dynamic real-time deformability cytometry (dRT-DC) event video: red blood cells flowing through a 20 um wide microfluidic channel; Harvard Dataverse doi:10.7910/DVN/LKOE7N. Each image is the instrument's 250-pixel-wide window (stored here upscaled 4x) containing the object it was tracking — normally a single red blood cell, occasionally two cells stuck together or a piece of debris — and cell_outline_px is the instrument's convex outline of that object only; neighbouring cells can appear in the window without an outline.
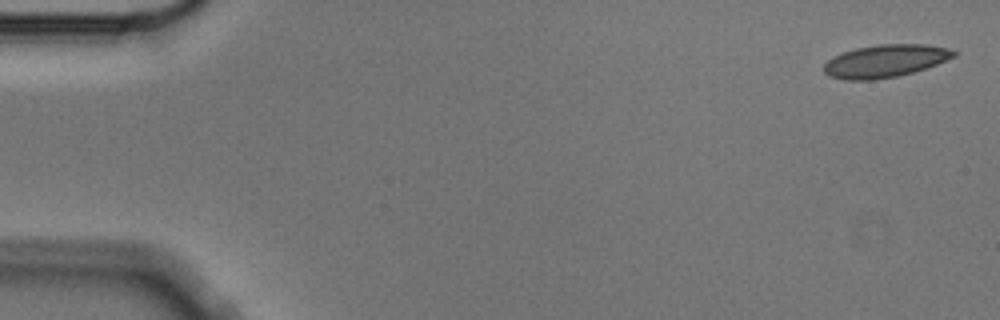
{"species": "Egyptian fruit bat (a non-hibernating species)", "species_latin": "Rousettus aegyptiacus", "temperature_condition": "cold", "stored_images_in_passage": 6, "camera_frame_rate_fps": 3000, "um_per_image_px": 0.085, "animal": {"sex": "male"}, "frame": {"image": 1, "passage_image": 1, "time_ms": 0.0, "image_size_px": [1000, 320], "cell_outline_px": [[960, 52], [956, 56], [936, 64], [900, 76], [872, 80], [844, 80], [828, 76], [824, 72], [824, 64], [832, 56], [840, 52], [856, 48], [880, 44], [928, 44], [948, 48]], "centroid_in_image_um": [75.23, 5.18], "position_along_channel_um": 9.8, "area_um2": 24.97}}
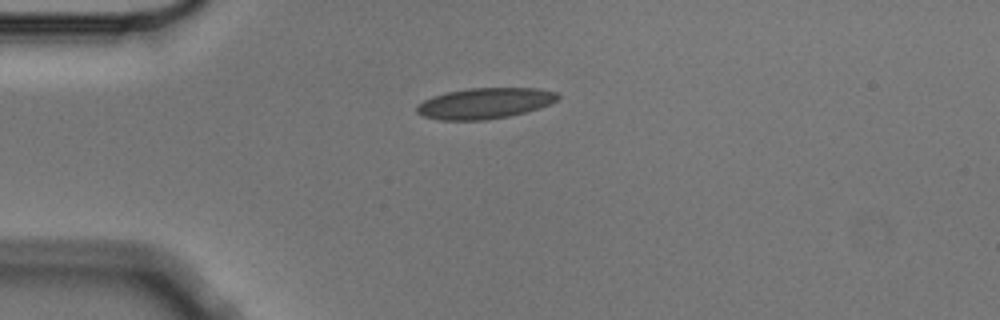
{"frame": {"image": 2, "passage_image": 4, "time_ms": 1.0, "image_size_px": [1000, 320], "cell_outline_px": [[560, 100], [552, 104], [540, 108], [508, 116], [488, 120], [440, 120], [424, 116], [416, 112], [416, 108], [424, 100], [432, 96], [448, 92], [468, 88], [536, 88], [556, 92], [560, 96]], "centroid_in_image_um": [41.25, 8.78], "position_along_channel_um": 43.7, "area_um2": 25.37}}
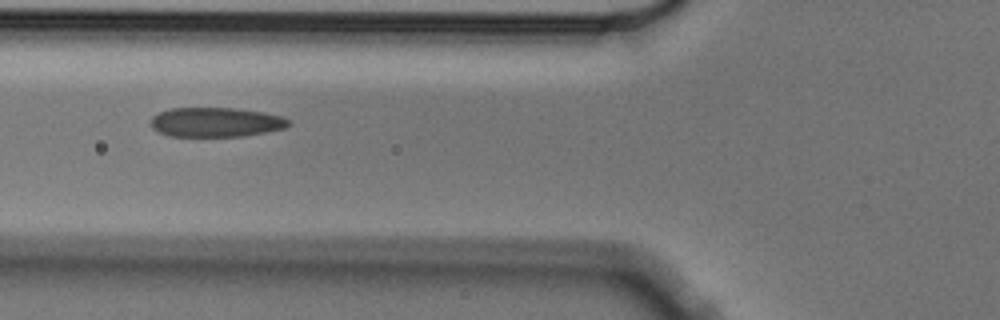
{"frame": {"image": 3, "passage_image": 6, "time_ms": 1.667, "image_size_px": [1000, 320], "cell_outline_px": [[292, 124], [284, 128], [244, 136], [168, 136], [156, 132], [148, 124], [152, 116], [160, 112], [172, 108], [236, 108], [264, 112], [284, 116], [292, 120]], "centroid_in_image_um": [18.34, 10.38], "position_along_channel_um": 107.5, "area_um2": 24.04}}